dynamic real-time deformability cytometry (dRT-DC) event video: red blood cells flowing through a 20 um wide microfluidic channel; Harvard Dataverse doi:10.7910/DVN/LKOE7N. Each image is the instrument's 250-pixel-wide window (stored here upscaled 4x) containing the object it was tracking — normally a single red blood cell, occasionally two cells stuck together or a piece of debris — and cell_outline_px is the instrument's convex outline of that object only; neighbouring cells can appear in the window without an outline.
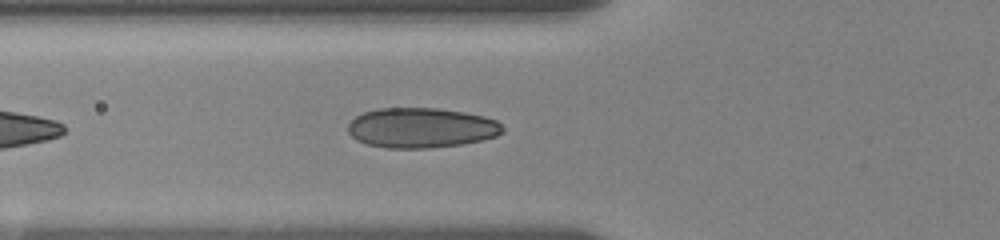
{"species": "human", "species_latin": "Homo sapiens", "temperature_condition": "room temperature", "stored_images_in_passage": 15, "camera_frame_rate_fps": 3000, "um_per_image_px": 0.085, "donor": {"sex": "female"}, "frame": {"image": 1, "passage_image": 15, "time_ms": 6.333, "image_size_px": [1000, 240], "cell_outline_px": [[504, 132], [496, 136], [464, 144], [432, 148], [388, 148], [368, 144], [356, 140], [348, 132], [348, 124], [356, 116], [364, 112], [376, 108], [436, 108], [464, 112], [484, 116], [496, 120], [504, 128]], "centroid_in_image_um": [35.81, 10.86], "position_along_channel_um": 90.0, "area_um2": 36.18}}